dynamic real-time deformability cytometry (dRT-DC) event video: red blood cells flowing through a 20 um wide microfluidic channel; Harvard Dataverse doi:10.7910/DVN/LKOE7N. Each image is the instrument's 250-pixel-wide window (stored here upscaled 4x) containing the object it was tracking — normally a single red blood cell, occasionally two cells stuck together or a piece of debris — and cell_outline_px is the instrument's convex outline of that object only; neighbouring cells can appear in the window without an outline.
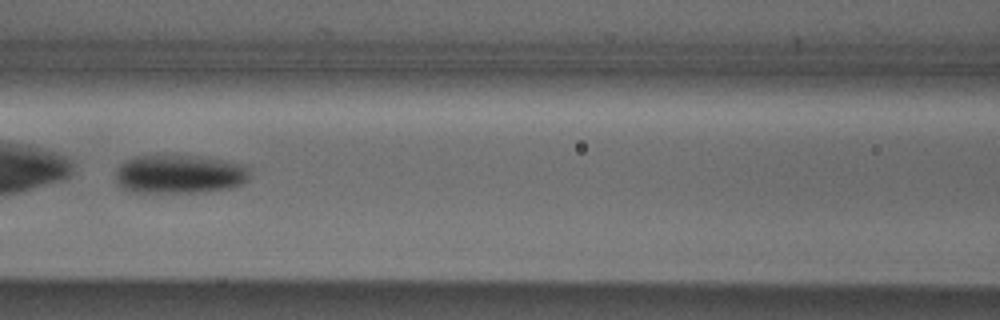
{"species": "Egyptian fruit bat (a non-hibernating species)", "species_latin": "Rousettus aegyptiacus", "temperature_condition": "cold", "stored_images_in_passage": 51, "camera_frame_rate_fps": 3000, "um_per_image_px": 0.085, "animal": {"sex": "male"}, "frame": {"image": 1, "passage_image": 23, "time_ms": 7.333, "image_size_px": [1000, 320], "cell_outline_px": [[248, 180], [232, 188], [200, 192], [132, 192], [120, 188], [116, 184], [116, 168], [124, 160], [136, 156], [196, 156], [248, 164]], "centroid_in_image_um": [15.23, 14.81], "position_along_channel_um": 151.4, "area_um2": 30.46}}
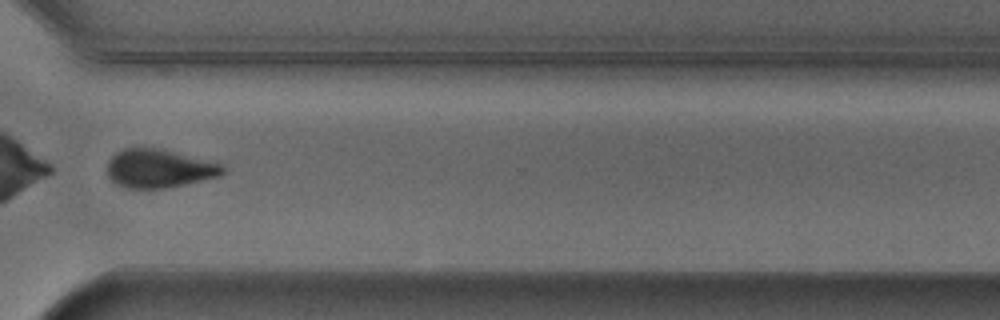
{"frame": {"image": 2, "passage_image": 39, "time_ms": 12.667, "image_size_px": [1000, 320], "cell_outline_px": [[224, 172], [220, 176], [184, 184], [164, 188], [124, 188], [116, 184], [108, 176], [108, 160], [116, 152], [124, 148], [164, 148], [220, 164], [224, 168]], "centroid_in_image_um": [13.49, 14.31], "position_along_channel_um": 357.1, "area_um2": 25.84}}